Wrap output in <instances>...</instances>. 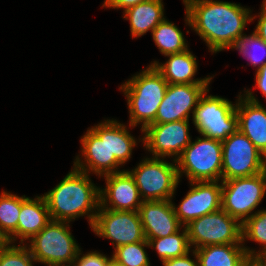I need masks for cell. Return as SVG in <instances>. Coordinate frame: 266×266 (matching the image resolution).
<instances>
[{"label":"cell","mask_w":266,"mask_h":266,"mask_svg":"<svg viewBox=\"0 0 266 266\" xmlns=\"http://www.w3.org/2000/svg\"><path fill=\"white\" fill-rule=\"evenodd\" d=\"M186 23L202 38L211 52L231 48L243 34L251 17L240 4L214 0H183Z\"/></svg>","instance_id":"obj_1"},{"label":"cell","mask_w":266,"mask_h":266,"mask_svg":"<svg viewBox=\"0 0 266 266\" xmlns=\"http://www.w3.org/2000/svg\"><path fill=\"white\" fill-rule=\"evenodd\" d=\"M43 196L51 220L70 222L77 217L88 215L92 227L97 214L95 209L98 210L100 206V188L91 182L88 173L74 168Z\"/></svg>","instance_id":"obj_2"},{"label":"cell","mask_w":266,"mask_h":266,"mask_svg":"<svg viewBox=\"0 0 266 266\" xmlns=\"http://www.w3.org/2000/svg\"><path fill=\"white\" fill-rule=\"evenodd\" d=\"M168 85L154 66L149 65L146 70L134 75L119 88L128 100L131 127L141 122L143 131L155 121Z\"/></svg>","instance_id":"obj_3"},{"label":"cell","mask_w":266,"mask_h":266,"mask_svg":"<svg viewBox=\"0 0 266 266\" xmlns=\"http://www.w3.org/2000/svg\"><path fill=\"white\" fill-rule=\"evenodd\" d=\"M197 138L176 160L179 180L185 173L190 182L222 181V141Z\"/></svg>","instance_id":"obj_4"},{"label":"cell","mask_w":266,"mask_h":266,"mask_svg":"<svg viewBox=\"0 0 266 266\" xmlns=\"http://www.w3.org/2000/svg\"><path fill=\"white\" fill-rule=\"evenodd\" d=\"M66 221L51 220L29 245L32 256L36 262L53 265L72 264L76 259L79 246L69 231Z\"/></svg>","instance_id":"obj_5"},{"label":"cell","mask_w":266,"mask_h":266,"mask_svg":"<svg viewBox=\"0 0 266 266\" xmlns=\"http://www.w3.org/2000/svg\"><path fill=\"white\" fill-rule=\"evenodd\" d=\"M200 97L197 106L192 110L194 126L201 136L223 141L238 130L236 105L231 101L205 94Z\"/></svg>","instance_id":"obj_6"},{"label":"cell","mask_w":266,"mask_h":266,"mask_svg":"<svg viewBox=\"0 0 266 266\" xmlns=\"http://www.w3.org/2000/svg\"><path fill=\"white\" fill-rule=\"evenodd\" d=\"M222 183L221 209L243 224L265 196L266 171Z\"/></svg>","instance_id":"obj_7"},{"label":"cell","mask_w":266,"mask_h":266,"mask_svg":"<svg viewBox=\"0 0 266 266\" xmlns=\"http://www.w3.org/2000/svg\"><path fill=\"white\" fill-rule=\"evenodd\" d=\"M128 172L143 201L171 200L179 183L176 162L172 164L163 158H145L137 168Z\"/></svg>","instance_id":"obj_8"},{"label":"cell","mask_w":266,"mask_h":266,"mask_svg":"<svg viewBox=\"0 0 266 266\" xmlns=\"http://www.w3.org/2000/svg\"><path fill=\"white\" fill-rule=\"evenodd\" d=\"M266 171V157L239 130L222 141V181Z\"/></svg>","instance_id":"obj_9"},{"label":"cell","mask_w":266,"mask_h":266,"mask_svg":"<svg viewBox=\"0 0 266 266\" xmlns=\"http://www.w3.org/2000/svg\"><path fill=\"white\" fill-rule=\"evenodd\" d=\"M190 246L242 244V224L226 211L201 216L185 226Z\"/></svg>","instance_id":"obj_10"},{"label":"cell","mask_w":266,"mask_h":266,"mask_svg":"<svg viewBox=\"0 0 266 266\" xmlns=\"http://www.w3.org/2000/svg\"><path fill=\"white\" fill-rule=\"evenodd\" d=\"M92 230L113 240L114 247L145 240L138 211H114L99 206Z\"/></svg>","instance_id":"obj_11"},{"label":"cell","mask_w":266,"mask_h":266,"mask_svg":"<svg viewBox=\"0 0 266 266\" xmlns=\"http://www.w3.org/2000/svg\"><path fill=\"white\" fill-rule=\"evenodd\" d=\"M142 132L144 146L154 158L175 156L176 160L191 143L189 120L150 124Z\"/></svg>","instance_id":"obj_12"},{"label":"cell","mask_w":266,"mask_h":266,"mask_svg":"<svg viewBox=\"0 0 266 266\" xmlns=\"http://www.w3.org/2000/svg\"><path fill=\"white\" fill-rule=\"evenodd\" d=\"M208 84H169L152 124L189 120Z\"/></svg>","instance_id":"obj_13"},{"label":"cell","mask_w":266,"mask_h":266,"mask_svg":"<svg viewBox=\"0 0 266 266\" xmlns=\"http://www.w3.org/2000/svg\"><path fill=\"white\" fill-rule=\"evenodd\" d=\"M219 181L190 182L192 188L175 207V214L183 226L191 221L221 209L222 183Z\"/></svg>","instance_id":"obj_14"},{"label":"cell","mask_w":266,"mask_h":266,"mask_svg":"<svg viewBox=\"0 0 266 266\" xmlns=\"http://www.w3.org/2000/svg\"><path fill=\"white\" fill-rule=\"evenodd\" d=\"M104 121L87 130L81 138L82 156L87 164L77 156L73 168L85 173L92 171L98 176L109 174L108 120Z\"/></svg>","instance_id":"obj_15"},{"label":"cell","mask_w":266,"mask_h":266,"mask_svg":"<svg viewBox=\"0 0 266 266\" xmlns=\"http://www.w3.org/2000/svg\"><path fill=\"white\" fill-rule=\"evenodd\" d=\"M105 178L106 188L100 189V206L102 208L114 211L139 210L143 199H140L134 178L128 170L105 175Z\"/></svg>","instance_id":"obj_16"},{"label":"cell","mask_w":266,"mask_h":266,"mask_svg":"<svg viewBox=\"0 0 266 266\" xmlns=\"http://www.w3.org/2000/svg\"><path fill=\"white\" fill-rule=\"evenodd\" d=\"M145 239L167 237L181 228L171 200L143 201L139 207Z\"/></svg>","instance_id":"obj_17"},{"label":"cell","mask_w":266,"mask_h":266,"mask_svg":"<svg viewBox=\"0 0 266 266\" xmlns=\"http://www.w3.org/2000/svg\"><path fill=\"white\" fill-rule=\"evenodd\" d=\"M236 103L238 130L243 133L255 147L266 157V109L247 90Z\"/></svg>","instance_id":"obj_18"},{"label":"cell","mask_w":266,"mask_h":266,"mask_svg":"<svg viewBox=\"0 0 266 266\" xmlns=\"http://www.w3.org/2000/svg\"><path fill=\"white\" fill-rule=\"evenodd\" d=\"M243 246V244L207 245L194 250L199 266H250V260L257 257V252Z\"/></svg>","instance_id":"obj_19"},{"label":"cell","mask_w":266,"mask_h":266,"mask_svg":"<svg viewBox=\"0 0 266 266\" xmlns=\"http://www.w3.org/2000/svg\"><path fill=\"white\" fill-rule=\"evenodd\" d=\"M164 64L154 61L151 66L164 77L168 84H209L212 77L194 79L197 72L196 57L187 49L181 53L167 55Z\"/></svg>","instance_id":"obj_20"},{"label":"cell","mask_w":266,"mask_h":266,"mask_svg":"<svg viewBox=\"0 0 266 266\" xmlns=\"http://www.w3.org/2000/svg\"><path fill=\"white\" fill-rule=\"evenodd\" d=\"M51 221L47 202L44 196L35 199L21 197V211L16 228V238L32 239Z\"/></svg>","instance_id":"obj_21"},{"label":"cell","mask_w":266,"mask_h":266,"mask_svg":"<svg viewBox=\"0 0 266 266\" xmlns=\"http://www.w3.org/2000/svg\"><path fill=\"white\" fill-rule=\"evenodd\" d=\"M163 8L162 0H147L124 11V18L130 21L132 37L152 32L164 19Z\"/></svg>","instance_id":"obj_22"},{"label":"cell","mask_w":266,"mask_h":266,"mask_svg":"<svg viewBox=\"0 0 266 266\" xmlns=\"http://www.w3.org/2000/svg\"><path fill=\"white\" fill-rule=\"evenodd\" d=\"M136 144L125 125L113 119L108 120L109 174L122 172L116 169L131 158Z\"/></svg>","instance_id":"obj_23"},{"label":"cell","mask_w":266,"mask_h":266,"mask_svg":"<svg viewBox=\"0 0 266 266\" xmlns=\"http://www.w3.org/2000/svg\"><path fill=\"white\" fill-rule=\"evenodd\" d=\"M151 33L155 44L165 56L181 53L188 49L181 30L165 18Z\"/></svg>","instance_id":"obj_24"},{"label":"cell","mask_w":266,"mask_h":266,"mask_svg":"<svg viewBox=\"0 0 266 266\" xmlns=\"http://www.w3.org/2000/svg\"><path fill=\"white\" fill-rule=\"evenodd\" d=\"M20 211L21 197L3 191L0 196V232L6 237L10 245L16 241V228Z\"/></svg>","instance_id":"obj_25"},{"label":"cell","mask_w":266,"mask_h":266,"mask_svg":"<svg viewBox=\"0 0 266 266\" xmlns=\"http://www.w3.org/2000/svg\"><path fill=\"white\" fill-rule=\"evenodd\" d=\"M149 247H154L158 252L161 261L183 256L190 252V244L186 227L179 233V230L167 237L153 238L148 240Z\"/></svg>","instance_id":"obj_26"},{"label":"cell","mask_w":266,"mask_h":266,"mask_svg":"<svg viewBox=\"0 0 266 266\" xmlns=\"http://www.w3.org/2000/svg\"><path fill=\"white\" fill-rule=\"evenodd\" d=\"M144 247L149 248V243L146 239L140 242L121 245L115 248L112 259L121 266H150Z\"/></svg>","instance_id":"obj_27"},{"label":"cell","mask_w":266,"mask_h":266,"mask_svg":"<svg viewBox=\"0 0 266 266\" xmlns=\"http://www.w3.org/2000/svg\"><path fill=\"white\" fill-rule=\"evenodd\" d=\"M245 239L259 242L263 248L258 251L257 257L266 256V210L255 212L242 224V242Z\"/></svg>","instance_id":"obj_28"},{"label":"cell","mask_w":266,"mask_h":266,"mask_svg":"<svg viewBox=\"0 0 266 266\" xmlns=\"http://www.w3.org/2000/svg\"><path fill=\"white\" fill-rule=\"evenodd\" d=\"M232 48L239 50L240 53L243 54V56H245L254 67H258L257 69L266 64V61L263 60L266 56V43L254 32L250 36H246L245 34L240 36L235 41L231 49ZM258 49L263 50V56H257L255 52L256 50L260 51Z\"/></svg>","instance_id":"obj_29"},{"label":"cell","mask_w":266,"mask_h":266,"mask_svg":"<svg viewBox=\"0 0 266 266\" xmlns=\"http://www.w3.org/2000/svg\"><path fill=\"white\" fill-rule=\"evenodd\" d=\"M7 243L0 249V266H33L36 261L26 245L15 246Z\"/></svg>","instance_id":"obj_30"},{"label":"cell","mask_w":266,"mask_h":266,"mask_svg":"<svg viewBox=\"0 0 266 266\" xmlns=\"http://www.w3.org/2000/svg\"><path fill=\"white\" fill-rule=\"evenodd\" d=\"M80 254L81 250L79 249L76 259L73 261L74 266H107L112 259V257L108 258L96 251L83 254L82 257Z\"/></svg>","instance_id":"obj_31"},{"label":"cell","mask_w":266,"mask_h":266,"mask_svg":"<svg viewBox=\"0 0 266 266\" xmlns=\"http://www.w3.org/2000/svg\"><path fill=\"white\" fill-rule=\"evenodd\" d=\"M196 261L189 258V252L183 256L163 261V266H199V260L195 250H192Z\"/></svg>","instance_id":"obj_32"},{"label":"cell","mask_w":266,"mask_h":266,"mask_svg":"<svg viewBox=\"0 0 266 266\" xmlns=\"http://www.w3.org/2000/svg\"><path fill=\"white\" fill-rule=\"evenodd\" d=\"M147 0H105L103 7H110L114 9L124 8V11L127 9Z\"/></svg>","instance_id":"obj_33"},{"label":"cell","mask_w":266,"mask_h":266,"mask_svg":"<svg viewBox=\"0 0 266 266\" xmlns=\"http://www.w3.org/2000/svg\"><path fill=\"white\" fill-rule=\"evenodd\" d=\"M258 16L260 18L258 20L254 33H256L266 43V0H264L260 15Z\"/></svg>","instance_id":"obj_34"},{"label":"cell","mask_w":266,"mask_h":266,"mask_svg":"<svg viewBox=\"0 0 266 266\" xmlns=\"http://www.w3.org/2000/svg\"><path fill=\"white\" fill-rule=\"evenodd\" d=\"M256 86L260 89L263 96H266V64L259 67L256 72Z\"/></svg>","instance_id":"obj_35"},{"label":"cell","mask_w":266,"mask_h":266,"mask_svg":"<svg viewBox=\"0 0 266 266\" xmlns=\"http://www.w3.org/2000/svg\"><path fill=\"white\" fill-rule=\"evenodd\" d=\"M250 266H266V256H259L251 259Z\"/></svg>","instance_id":"obj_36"},{"label":"cell","mask_w":266,"mask_h":266,"mask_svg":"<svg viewBox=\"0 0 266 266\" xmlns=\"http://www.w3.org/2000/svg\"><path fill=\"white\" fill-rule=\"evenodd\" d=\"M8 243L6 237L0 232V249Z\"/></svg>","instance_id":"obj_37"},{"label":"cell","mask_w":266,"mask_h":266,"mask_svg":"<svg viewBox=\"0 0 266 266\" xmlns=\"http://www.w3.org/2000/svg\"><path fill=\"white\" fill-rule=\"evenodd\" d=\"M107 266H121V265L117 263L114 259H111Z\"/></svg>","instance_id":"obj_38"},{"label":"cell","mask_w":266,"mask_h":266,"mask_svg":"<svg viewBox=\"0 0 266 266\" xmlns=\"http://www.w3.org/2000/svg\"><path fill=\"white\" fill-rule=\"evenodd\" d=\"M53 266H74V264L72 263V264H69V265L64 264V265H53Z\"/></svg>","instance_id":"obj_39"}]
</instances>
